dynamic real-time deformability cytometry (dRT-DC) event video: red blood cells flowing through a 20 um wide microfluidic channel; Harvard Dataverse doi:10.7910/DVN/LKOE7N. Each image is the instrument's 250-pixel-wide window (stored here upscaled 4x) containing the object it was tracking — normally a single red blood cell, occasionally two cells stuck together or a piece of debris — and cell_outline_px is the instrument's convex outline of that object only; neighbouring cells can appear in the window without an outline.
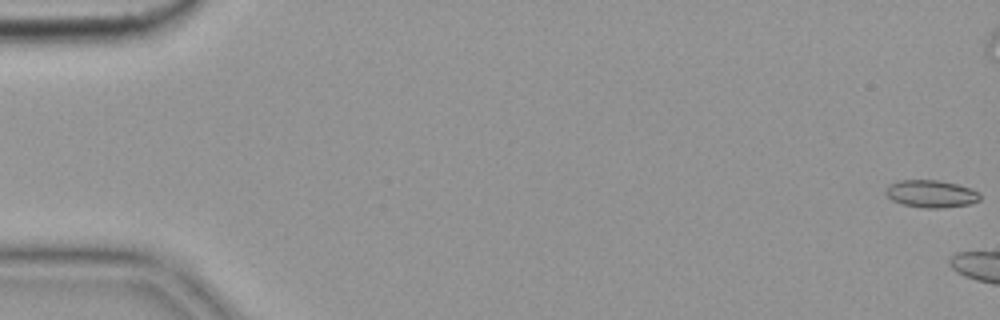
{"species": "common noctule bat (a hibernating species)", "species_latin": "Nyctalus noctula", "temperature_condition": "cold", "stored_images_in_passage": 5, "camera_frame_rate_fps": 3000, "um_per_image_px": 0.085, "animal": {"sex": "female", "body_mass_g": 19.9}, "frame": {"image": 1, "passage_image": 1, "time_ms": 0.0, "image_size_px": [1000, 320], "cell_outline_px": [[980, 200], [968, 204], [944, 208], [924, 208], [904, 204], [892, 200], [888, 196], [888, 184], [900, 180], [940, 180], [956, 184], [968, 188], [976, 192], [980, 196]], "centroid_in_image_um": [79.14, 16.47], "position_along_channel_um": 5.9, "area_um2": 14.74}}